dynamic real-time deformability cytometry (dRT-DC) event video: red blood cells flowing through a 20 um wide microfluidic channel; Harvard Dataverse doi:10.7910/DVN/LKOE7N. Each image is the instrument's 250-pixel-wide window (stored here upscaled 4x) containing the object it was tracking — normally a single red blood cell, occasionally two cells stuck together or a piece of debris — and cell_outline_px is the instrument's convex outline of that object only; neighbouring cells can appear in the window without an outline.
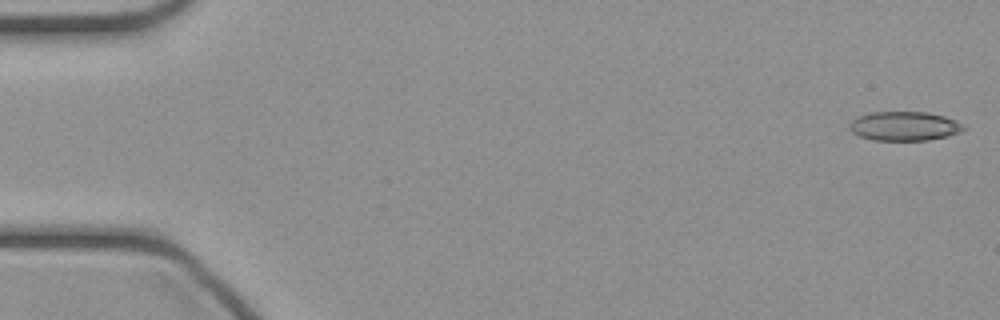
{"species": "common noctule bat (a hibernating species)", "species_latin": "Nyctalus noctula", "temperature_condition": "cold", "stored_images_in_passage": 46, "camera_frame_rate_fps": 3000, "um_per_image_px": 0.085, "animal": {"sex": "female", "body_mass_g": 21.9}, "frame": {"image": 1, "passage_image": 1, "time_ms": 0.0, "image_size_px": [1000, 320], "cell_outline_px": [[968, 128], [960, 132], [948, 136], [928, 140], [872, 140], [860, 136], [852, 132], [848, 128], [848, 124], [852, 120], [860, 116], [872, 112], [928, 112], [944, 116], [956, 120], [964, 124]], "centroid_in_image_um": [76.9, 10.72], "position_along_channel_um": 8.1, "area_um2": 19.54}}
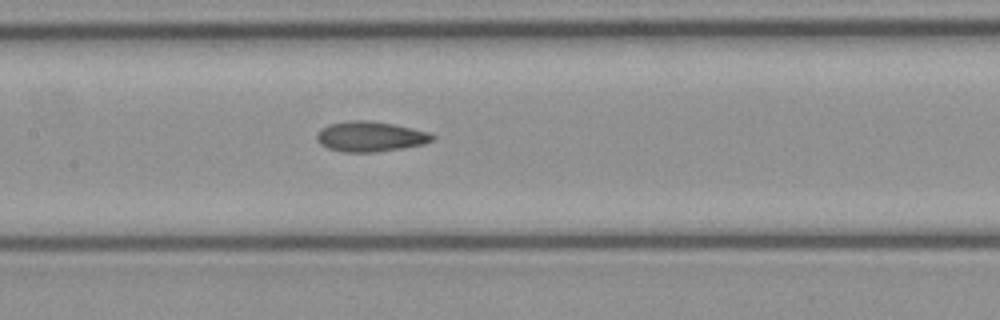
{"frame": {"image": 2, "passage_image": 22, "time_ms": 7.0, "image_size_px": [1000, 320], "cell_outline_px": [[436, 136], [432, 140], [424, 144], [404, 148], [376, 152], [340, 152], [328, 148], [320, 144], [316, 140], [316, 132], [320, 128], [328, 124], [348, 120], [368, 120], [392, 124], [432, 132]], "centroid_in_image_um": [31.46, 11.6], "position_along_channel_um": 175.9, "area_um2": 20.69}}
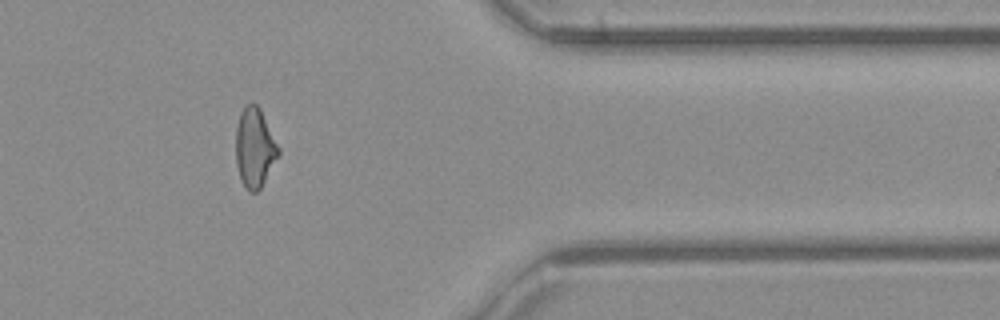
{"frame": {"image": 3, "passage_image": 38, "time_ms": 12.333, "image_size_px": [1000, 320], "cell_outline_px": [[280, 152], [260, 188], [256, 192], [248, 192], [244, 188], [240, 180], [236, 164], [236, 128], [240, 112], [252, 100], [260, 108], [280, 148]], "centroid_in_image_um": [21.63, 12.55], "position_along_channel_um": 389.8, "area_um2": 19.77}}